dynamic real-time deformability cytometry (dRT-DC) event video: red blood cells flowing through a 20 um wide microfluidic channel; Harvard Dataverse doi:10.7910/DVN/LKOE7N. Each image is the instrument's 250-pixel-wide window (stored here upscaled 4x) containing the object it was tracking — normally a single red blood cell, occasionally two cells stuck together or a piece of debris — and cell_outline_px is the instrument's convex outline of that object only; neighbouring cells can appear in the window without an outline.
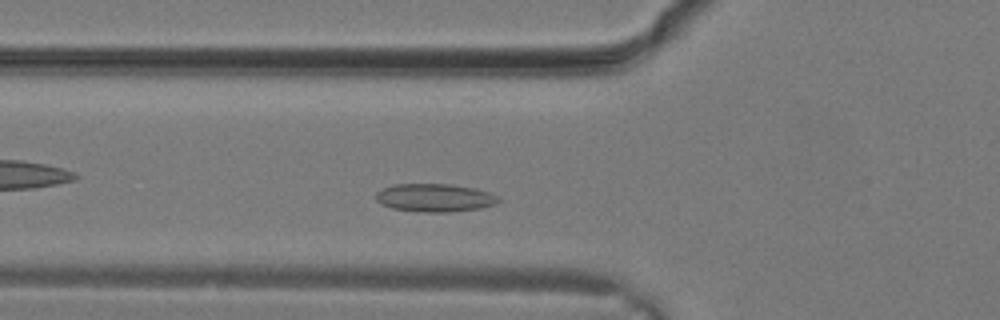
{"species": "common noctule bat (a hibernating species)", "species_latin": "Nyctalus noctula", "temperature_condition": "warm", "stored_images_in_passage": 23, "camera_frame_rate_fps": 3000, "um_per_image_px": 0.085, "animal": {"sex": "male", "body_mass_g": 19.2, "forearm_length_mm": 51.8}, "frame": {"image": 1, "passage_image": 4, "time_ms": 1.0, "image_size_px": [1000, 320], "cell_outline_px": [[500, 200], [496, 204], [480, 208], [448, 212], [428, 212], [392, 208], [380, 204], [376, 200], [376, 192], [384, 188], [396, 184], [448, 184], [472, 188], [488, 192], [496, 196]], "centroid_in_image_um": [36.93, 16.81], "position_along_channel_um": 88.9, "area_um2": 19.77}}
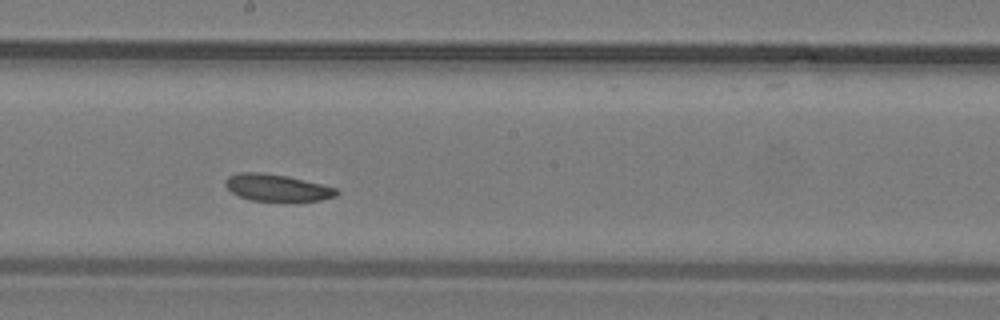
{"frame": {"image": 2, "passage_image": 10, "time_ms": 3.0, "image_size_px": [1000, 320], "cell_outline_px": [[340, 192], [336, 196], [320, 200], [252, 200], [240, 196], [232, 192], [224, 184], [224, 180], [228, 176], [240, 172], [260, 172], [288, 176], [336, 188]], "centroid_in_image_um": [23.52, 15.93], "position_along_channel_um": 224.7, "area_um2": 17.11}}
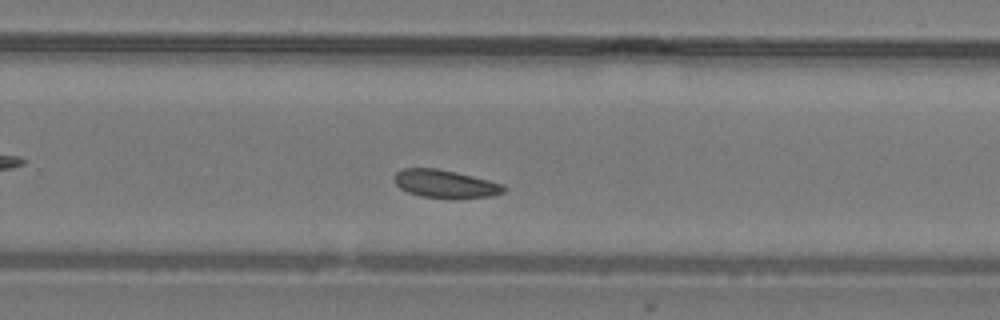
{"frame": {"image": 3, "passage_image": 13, "time_ms": 4.0, "image_size_px": [1000, 320], "cell_outline_px": [[508, 188], [504, 192], [492, 196], [420, 196], [408, 192], [400, 188], [396, 184], [392, 176], [400, 168], [436, 168], [456, 172], [504, 184]], "centroid_in_image_um": [37.8, 15.58], "position_along_channel_um": 292.0, "area_um2": 17.34}}